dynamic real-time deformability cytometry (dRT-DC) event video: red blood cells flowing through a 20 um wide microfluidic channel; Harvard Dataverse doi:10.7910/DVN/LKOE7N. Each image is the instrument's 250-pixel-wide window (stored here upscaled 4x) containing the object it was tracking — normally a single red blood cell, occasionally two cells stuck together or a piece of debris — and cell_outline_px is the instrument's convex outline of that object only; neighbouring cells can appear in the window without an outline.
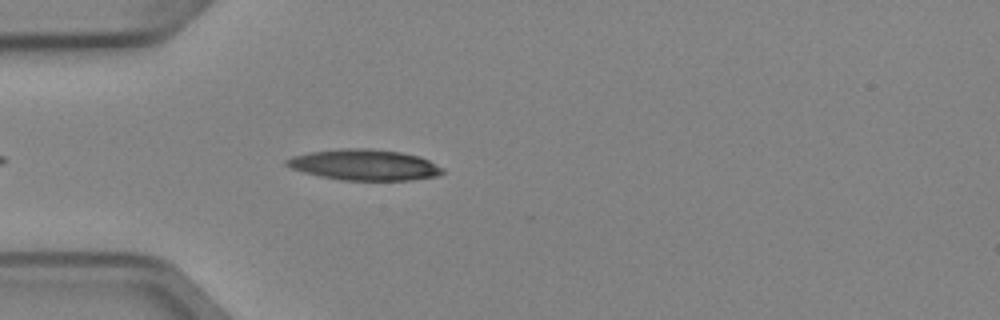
{"species": "Egyptian fruit bat (a non-hibernating species)", "species_latin": "Rousettus aegyptiacus", "temperature_condition": "cold", "stored_images_in_passage": 4, "camera_frame_rate_fps": 3000, "um_per_image_px": 0.085, "animal": {"sex": "female"}, "frame": {"image": 1, "passage_image": 4, "time_ms": 1.0, "image_size_px": [1000, 320], "cell_outline_px": [[444, 172], [436, 176], [412, 180], [344, 180], [320, 176], [304, 172], [292, 168], [284, 164], [284, 160], [292, 156], [308, 152], [344, 148], [368, 148], [400, 152], [420, 156], [444, 168]], "centroid_in_image_um": [30.97, 14.0], "position_along_channel_um": 54.0, "area_um2": 28.03}}